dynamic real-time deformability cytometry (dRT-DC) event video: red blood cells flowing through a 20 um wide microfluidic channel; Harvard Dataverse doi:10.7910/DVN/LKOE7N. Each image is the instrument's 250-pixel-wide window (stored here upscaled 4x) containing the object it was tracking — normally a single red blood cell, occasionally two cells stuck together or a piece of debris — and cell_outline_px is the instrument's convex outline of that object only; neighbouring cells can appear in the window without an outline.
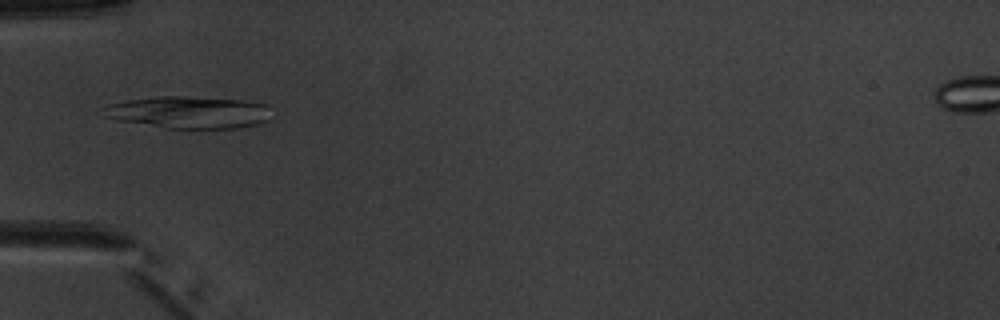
{"species": "common noctule bat (a hibernating species)", "species_latin": "Nyctalus noctula", "temperature_condition": "warm", "stored_images_in_passage": 6, "camera_frame_rate_fps": 3000, "um_per_image_px": 0.085, "animal": {"sex": "male", "body_mass_g": 20.1, "forearm_length_mm": 53.5}, "frame": {"image": 1, "passage_image": 5, "time_ms": 5.0, "image_size_px": [1000, 320], "cell_outline_px": [[276, 116], [268, 120], [256, 124], [240, 128], [168, 128], [116, 120], [104, 116], [100, 108], [108, 104], [128, 100], [156, 96], [188, 96], [240, 100], [264, 104]], "centroid_in_image_um": [16.04, 9.54], "position_along_channel_um": 69.0, "area_um2": 31.67}}
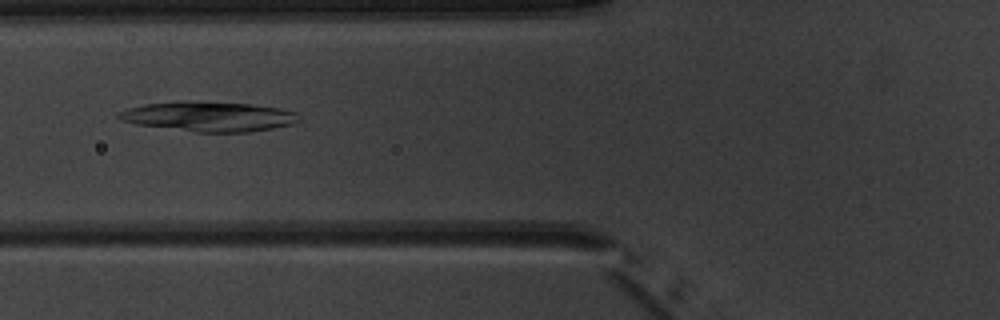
{"frame": {"image": 2, "passage_image": 6, "time_ms": 6.0, "image_size_px": [1000, 320], "cell_outline_px": [[300, 120], [292, 124], [272, 128], [248, 132], [196, 132], [136, 124], [120, 120], [116, 116], [116, 112], [128, 108], [144, 104], [176, 100], [252, 104], [280, 108], [296, 112], [300, 116]], "centroid_in_image_um": [17.71, 9.89], "position_along_channel_um": 108.1, "area_um2": 31.56}}